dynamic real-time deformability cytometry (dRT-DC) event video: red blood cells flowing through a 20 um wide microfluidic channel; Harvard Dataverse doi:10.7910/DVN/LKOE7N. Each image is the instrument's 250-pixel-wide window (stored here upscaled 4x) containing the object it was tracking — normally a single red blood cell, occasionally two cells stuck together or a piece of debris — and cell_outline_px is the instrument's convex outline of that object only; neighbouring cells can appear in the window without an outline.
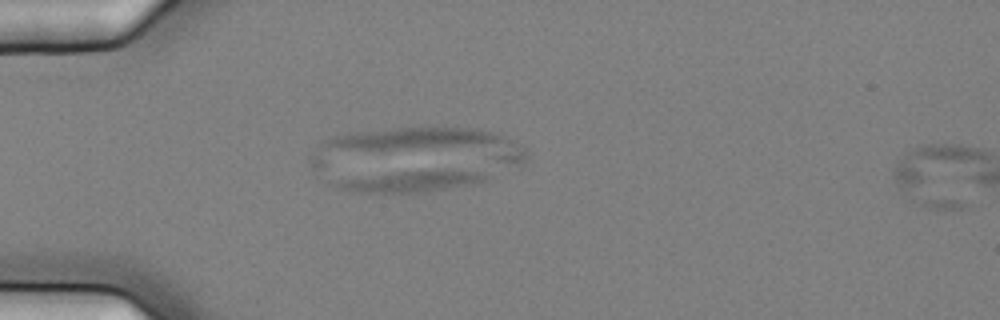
{"species": "common noctule bat (a hibernating species)", "species_latin": "Nyctalus noctula", "temperature_condition": "cold", "stored_images_in_passage": 5, "camera_frame_rate_fps": 3000, "um_per_image_px": 0.085, "animal": {"sex": "female", "body_mass_g": 25.1}, "frame": {"image": 1, "passage_image": 4, "time_ms": 1.0, "image_size_px": [1000, 320], "cell_outline_px": [[492, 176], [488, 180], [480, 184], [424, 192], [356, 192], [336, 188], [328, 184], [328, 180], [400, 172], [480, 172]], "centroid_in_image_um": [34.83, 15.45], "position_along_channel_um": 50.2, "area_um2": 18.21}}